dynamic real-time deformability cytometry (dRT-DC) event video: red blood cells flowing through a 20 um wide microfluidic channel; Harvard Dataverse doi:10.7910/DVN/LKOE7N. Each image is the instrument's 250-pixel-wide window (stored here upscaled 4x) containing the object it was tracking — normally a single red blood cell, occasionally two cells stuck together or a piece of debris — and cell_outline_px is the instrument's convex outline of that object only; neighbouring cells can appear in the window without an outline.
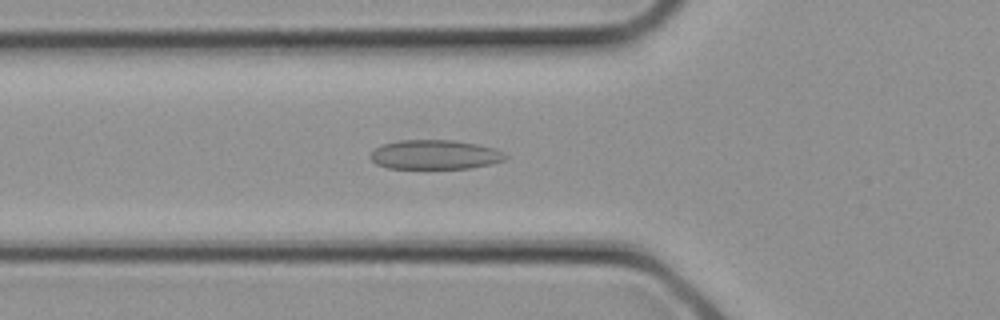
{"species": "common noctule bat (a hibernating species)", "species_latin": "Nyctalus noctula", "temperature_condition": "cold", "stored_images_in_passage": 5, "camera_frame_rate_fps": 3000, "um_per_image_px": 0.085, "animal": {"sex": "female", "body_mass_g": 21.9}, "frame": {"image": 1, "passage_image": 3, "time_ms": 0.667, "image_size_px": [1000, 320], "cell_outline_px": [[508, 156], [504, 160], [488, 164], [468, 168], [388, 168], [376, 164], [368, 156], [376, 148], [384, 144], [400, 140], [452, 140], [476, 144], [496, 148], [504, 152]], "centroid_in_image_um": [36.97, 13.14], "position_along_channel_um": 88.8, "area_um2": 22.95}}
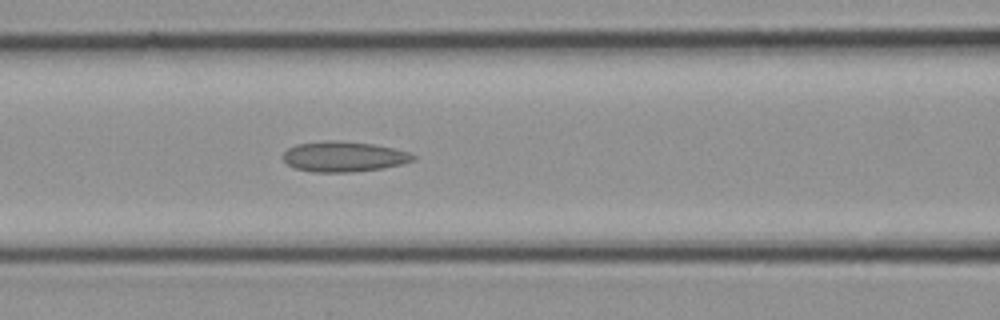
{"frame": {"image": 2, "passage_image": 5, "time_ms": 1.333, "image_size_px": [1000, 320], "cell_outline_px": [[416, 160], [404, 164], [384, 168], [352, 172], [312, 172], [296, 168], [288, 164], [280, 156], [288, 148], [296, 144], [328, 140], [332, 140], [372, 144], [392, 148], [408, 152], [416, 156]], "centroid_in_image_um": [29.22, 13.32], "position_along_channel_um": 137.4, "area_um2": 23.06}}